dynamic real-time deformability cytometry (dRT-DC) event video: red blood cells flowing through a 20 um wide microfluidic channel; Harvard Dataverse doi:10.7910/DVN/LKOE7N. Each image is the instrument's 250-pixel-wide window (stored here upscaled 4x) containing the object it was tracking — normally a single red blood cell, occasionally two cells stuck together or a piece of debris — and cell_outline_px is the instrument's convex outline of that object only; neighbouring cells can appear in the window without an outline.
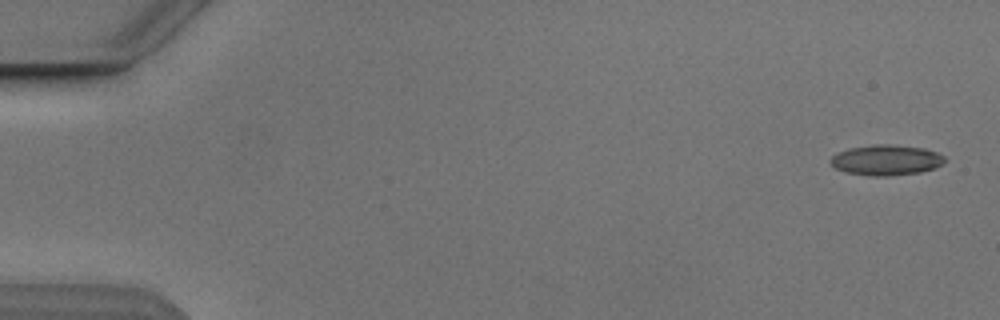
{"species": "Egyptian fruit bat (a non-hibernating species)", "species_latin": "Rousettus aegyptiacus", "temperature_condition": "cold", "stored_images_in_passage": 4, "camera_frame_rate_fps": 3000, "um_per_image_px": 0.085, "animal": {"sex": "male"}, "frame": {"image": 1, "passage_image": 1, "time_ms": 0.0, "image_size_px": [1000, 320], "cell_outline_px": [[948, 160], [936, 168], [920, 172], [888, 176], [876, 176], [848, 172], [836, 168], [828, 160], [832, 156], [848, 148], [872, 144], [888, 144], [924, 148], [936, 152], [944, 156]], "centroid_in_image_um": [75.36, 13.59], "position_along_channel_um": 9.6, "area_um2": 20.23}}
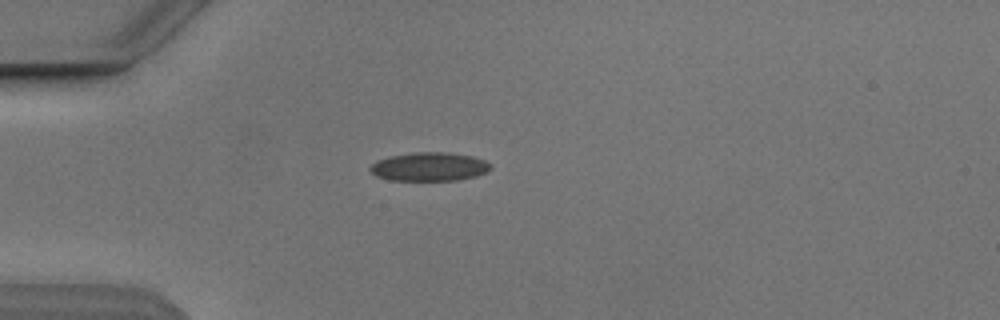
{"frame": {"image": 2, "passage_image": 4, "time_ms": 4.333, "image_size_px": [1000, 320], "cell_outline_px": [[492, 168], [476, 176], [456, 180], [392, 180], [376, 176], [368, 168], [376, 160], [392, 156], [416, 152], [444, 152], [472, 156], [484, 160], [492, 164]], "centroid_in_image_um": [36.49, 14.17], "position_along_channel_um": 48.5, "area_um2": 19.94}}